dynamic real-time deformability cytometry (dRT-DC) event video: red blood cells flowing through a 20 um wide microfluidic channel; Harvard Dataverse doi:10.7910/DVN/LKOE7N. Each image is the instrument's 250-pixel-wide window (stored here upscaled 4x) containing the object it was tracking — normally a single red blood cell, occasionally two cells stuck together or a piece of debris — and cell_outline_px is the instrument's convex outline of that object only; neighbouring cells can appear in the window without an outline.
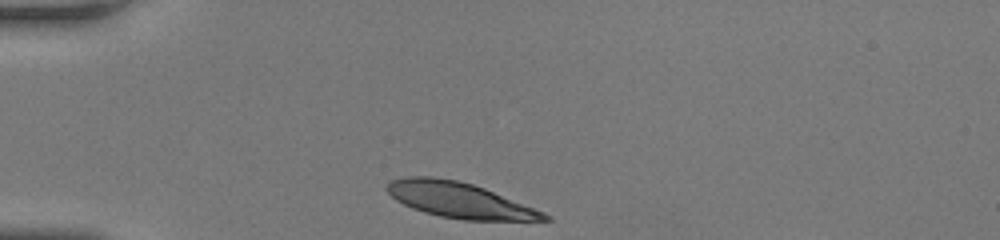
{"species": "human", "species_latin": "Homo sapiens", "temperature_condition": "room temperature", "stored_images_in_passage": 29, "camera_frame_rate_fps": 3000, "um_per_image_px": 0.085, "donor": {"sex": "female"}, "frame": {"image": 1, "passage_image": 1, "time_ms": 0.0, "image_size_px": [1000, 240], "cell_outline_px": [[552, 220], [464, 220], [440, 216], [424, 212], [412, 208], [396, 200], [384, 188], [388, 180], [404, 176], [432, 176], [456, 180], [472, 184], [484, 188], [544, 212], [552, 216]], "centroid_in_image_um": [39.0, 17.0], "position_along_channel_um": 46.0, "area_um2": 32.43}}
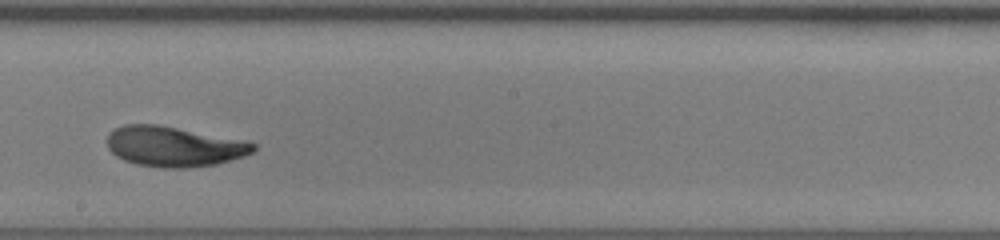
{"frame": {"image": 2, "passage_image": 17, "time_ms": 5.333, "image_size_px": [1000, 240], "cell_outline_px": [[256, 148], [252, 152], [244, 156], [216, 164], [184, 168], [160, 168], [136, 164], [124, 160], [116, 156], [108, 148], [108, 132], [124, 124], [156, 124], [244, 140], [256, 144]], "centroid_in_image_um": [14.77, 12.45], "position_along_channel_um": 233.4, "area_um2": 34.16}}
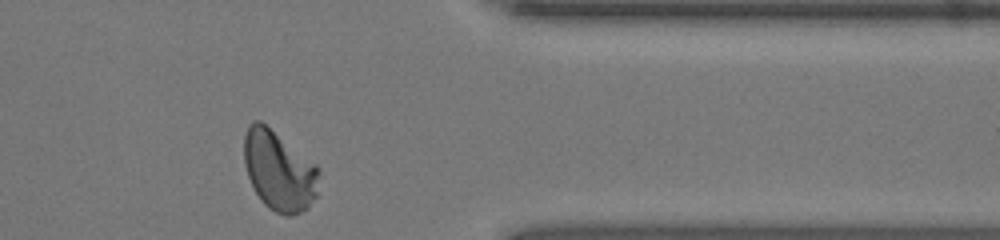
{"frame": {"image": 3, "passage_image": 29, "time_ms": 9.333, "image_size_px": [1000, 240], "cell_outline_px": [[320, 172], [316, 196], [308, 208], [292, 216], [284, 216], [268, 208], [264, 204], [256, 192], [248, 176], [244, 164], [244, 136], [248, 124], [252, 120], [260, 120], [316, 164], [320, 168]], "centroid_in_image_um": [23.72, 14.52], "position_along_channel_um": 387.7, "area_um2": 34.97}, "authors_computed_cell_mechanics": {"area_um2": 33.9864, "velocity_mm_per_s": 4.1254, "shape_relaxation_time_tau1_ms": 3.3175, "shape_relaxation_time_tau2_ms": 0.9001, "deformation_change_tau1": 0.1476, "deformation_change_tau2": 0.0491}}